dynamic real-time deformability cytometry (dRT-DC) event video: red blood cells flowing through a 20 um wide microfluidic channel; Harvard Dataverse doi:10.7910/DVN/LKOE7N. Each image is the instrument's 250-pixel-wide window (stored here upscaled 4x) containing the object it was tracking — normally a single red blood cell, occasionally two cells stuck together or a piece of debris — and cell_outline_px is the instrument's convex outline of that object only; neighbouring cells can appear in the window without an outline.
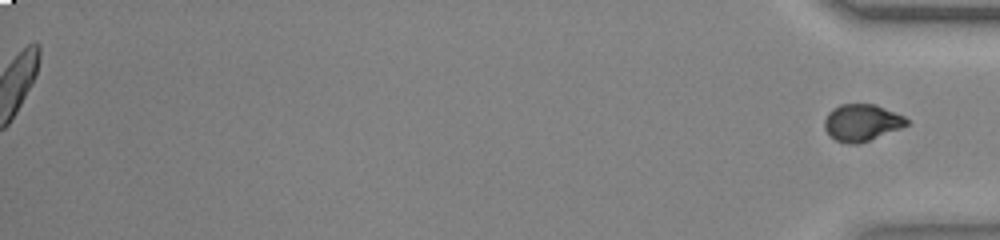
{"species": "common noctule bat (a hibernating species)", "species_latin": "Nyctalus noctula", "temperature_condition": "warm", "stored_images_in_passage": 38, "segment_of_instrument_passage": [2, 2], "camera_frame_rate_fps": 3000, "um_per_image_px": 0.085, "animal": {"sex": "female", "body_mass_g": 23.0, "forearm_length_mm": 53.4}, "frame": {"image": 1, "passage_image": 38, "time_ms": 12.333, "image_size_px": [1000, 240], "cell_outline_px": [[908, 124], [900, 128], [860, 144], [848, 144], [836, 140], [828, 136], [824, 128], [824, 120], [828, 112], [832, 108], [840, 104], [872, 104], [884, 108], [904, 116], [908, 120]], "centroid_in_image_um": [73.2, 10.43], "position_along_channel_um": 362.0, "area_um2": 17.69}}